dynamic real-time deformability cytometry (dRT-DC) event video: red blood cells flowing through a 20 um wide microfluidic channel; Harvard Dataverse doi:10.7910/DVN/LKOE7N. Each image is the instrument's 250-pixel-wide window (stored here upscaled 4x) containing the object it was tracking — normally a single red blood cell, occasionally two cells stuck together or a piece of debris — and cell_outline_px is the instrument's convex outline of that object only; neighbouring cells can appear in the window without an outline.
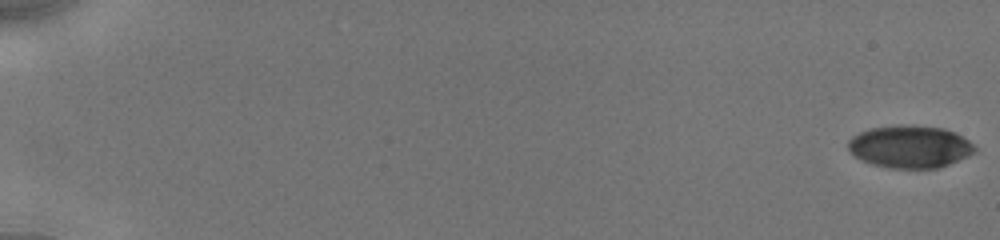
{"species": "human", "species_latin": "Homo sapiens", "temperature_condition": "cold", "stored_images_in_passage": 21, "camera_frame_rate_fps": 3000, "um_per_image_px": 0.085, "donor": {"sex": "male"}, "frame": {"image": 1, "passage_image": 1, "time_ms": 0.0, "image_size_px": [1000, 240], "cell_outline_px": [[976, 152], [968, 156], [948, 164], [936, 168], [888, 168], [872, 164], [860, 160], [848, 148], [848, 140], [852, 136], [860, 132], [872, 128], [912, 124], [944, 128], [968, 140], [976, 148]], "centroid_in_image_um": [77.33, 12.47], "position_along_channel_um": 7.7, "area_um2": 31.15}}
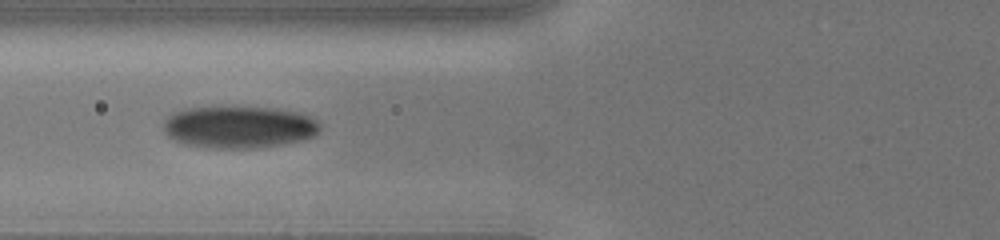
{"frame": {"image": 2, "passage_image": 12, "time_ms": 7.667, "image_size_px": [1000, 240], "cell_outline_px": [[320, 132], [312, 136], [300, 140], [260, 148], [212, 148], [184, 144], [168, 136], [164, 132], [164, 120], [172, 112], [184, 108], [272, 108], [296, 112], [308, 116], [316, 120], [320, 124]], "centroid_in_image_um": [20.28, 10.81], "position_along_channel_um": 105.5, "area_um2": 38.03}}
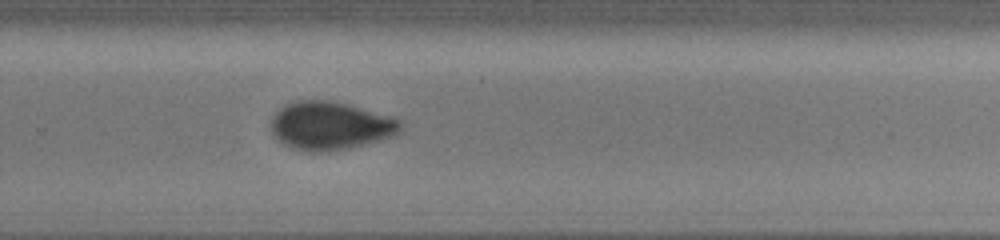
{"frame": {"image": 3, "passage_image": 21, "time_ms": 12.667, "image_size_px": [1000, 240], "cell_outline_px": [[404, 128], [396, 136], [348, 148], [316, 152], [312, 152], [292, 148], [284, 144], [272, 132], [272, 116], [284, 104], [296, 100], [328, 100], [348, 104], [392, 116], [400, 120], [404, 124]], "centroid_in_image_um": [28.12, 10.67], "position_along_channel_um": 301.7, "area_um2": 36.47}}